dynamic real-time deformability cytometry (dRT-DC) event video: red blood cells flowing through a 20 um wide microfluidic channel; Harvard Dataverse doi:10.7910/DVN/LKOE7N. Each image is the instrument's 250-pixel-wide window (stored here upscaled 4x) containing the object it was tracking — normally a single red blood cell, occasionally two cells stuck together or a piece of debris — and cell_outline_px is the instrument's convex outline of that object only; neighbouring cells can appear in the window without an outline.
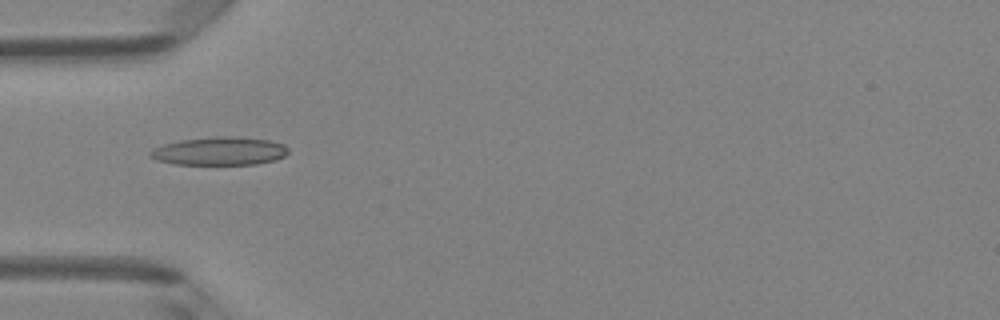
{"species": "Egyptian fruit bat (a non-hibernating species)", "species_latin": "Rousettus aegyptiacus", "temperature_condition": "room temperature", "stored_images_in_passage": 4, "camera_frame_rate_fps": 3000, "um_per_image_px": 0.085, "animal": {"sex": "female"}, "frame": {"image": 1, "passage_image": 4, "time_ms": 1.0, "image_size_px": [1000, 320], "cell_outline_px": [[288, 152], [284, 156], [276, 160], [256, 164], [176, 164], [156, 160], [148, 156], [148, 152], [164, 144], [180, 140], [216, 136], [232, 136], [268, 140], [284, 144], [288, 148]], "centroid_in_image_um": [18.66, 12.84], "position_along_channel_um": 66.3, "area_um2": 22.66}}